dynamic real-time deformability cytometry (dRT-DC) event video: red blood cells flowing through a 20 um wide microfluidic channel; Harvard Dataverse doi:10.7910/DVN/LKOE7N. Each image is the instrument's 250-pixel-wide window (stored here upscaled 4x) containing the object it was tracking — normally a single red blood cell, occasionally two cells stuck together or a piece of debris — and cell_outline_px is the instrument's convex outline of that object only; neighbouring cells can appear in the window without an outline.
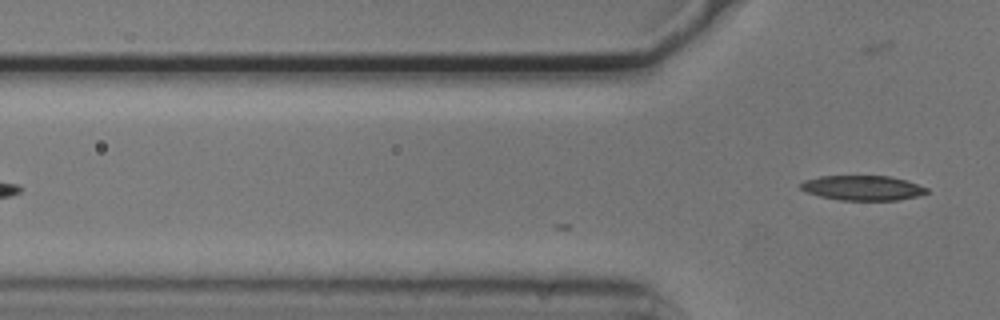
{"species": "common noctule bat (a hibernating species)", "species_latin": "Nyctalus noctula", "temperature_condition": "cold", "stored_images_in_passage": 3, "camera_frame_rate_fps": 3000, "um_per_image_px": 0.085, "animal": {"sex": "male", "body_mass_g": 20.5, "forearm_length_mm": 52.5}, "frame": {"image": 1, "passage_image": 3, "time_ms": 0.667, "image_size_px": [1000, 320], "cell_outline_px": [[932, 192], [916, 196], [896, 200], [840, 200], [820, 196], [808, 192], [800, 188], [800, 184], [804, 180], [820, 176], [892, 176], [928, 188]], "centroid_in_image_um": [73.34, 15.97], "position_along_channel_um": 52.5, "area_um2": 18.15}}